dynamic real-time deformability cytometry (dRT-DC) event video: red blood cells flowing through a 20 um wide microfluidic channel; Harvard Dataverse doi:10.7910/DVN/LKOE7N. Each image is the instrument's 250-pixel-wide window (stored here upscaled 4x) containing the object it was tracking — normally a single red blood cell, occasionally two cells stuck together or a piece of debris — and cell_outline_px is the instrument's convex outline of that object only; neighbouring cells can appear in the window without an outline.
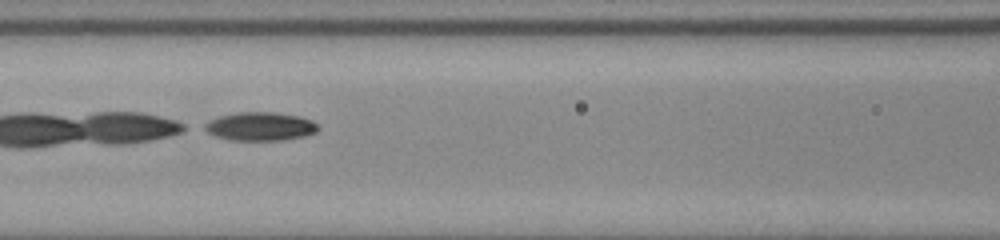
{"species": "common noctule bat (a hibernating species)", "species_latin": "Nyctalus noctula", "temperature_condition": "room temperature", "stored_images_in_passage": 54, "camera_frame_rate_fps": 3000, "um_per_image_px": 0.085, "animal": {"sex": "male", "body_mass_g": 20.0, "forearm_length_mm": 53.3}, "frame": {"image": 1, "passage_image": 27, "time_ms": 8.667, "image_size_px": [1000, 240], "cell_outline_px": [[320, 128], [316, 132], [304, 136], [284, 140], [228, 140], [216, 136], [200, 128], [200, 124], [208, 120], [220, 116], [236, 112], [272, 112], [300, 116], [312, 120]], "centroid_in_image_um": [22.06, 10.74], "position_along_channel_um": 144.5, "area_um2": 19.13}}
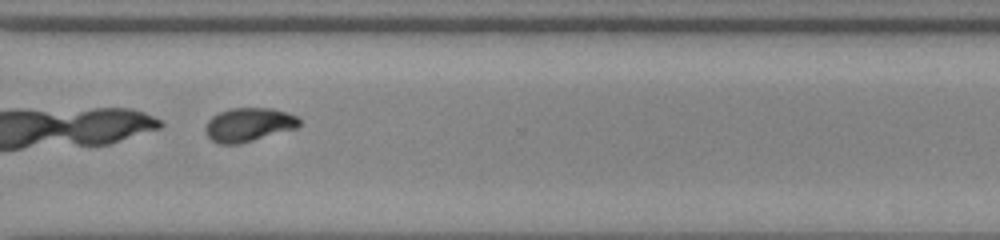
{"frame": {"image": 2, "passage_image": 43, "time_ms": 14.0, "image_size_px": [1000, 240], "cell_outline_px": [[300, 124], [296, 128], [240, 144], [220, 144], [212, 140], [204, 132], [204, 128], [208, 120], [212, 116], [220, 112], [232, 108], [272, 108], [296, 116], [300, 120]], "centroid_in_image_um": [21.1, 10.6], "position_along_channel_um": 349.5, "area_um2": 18.38}}